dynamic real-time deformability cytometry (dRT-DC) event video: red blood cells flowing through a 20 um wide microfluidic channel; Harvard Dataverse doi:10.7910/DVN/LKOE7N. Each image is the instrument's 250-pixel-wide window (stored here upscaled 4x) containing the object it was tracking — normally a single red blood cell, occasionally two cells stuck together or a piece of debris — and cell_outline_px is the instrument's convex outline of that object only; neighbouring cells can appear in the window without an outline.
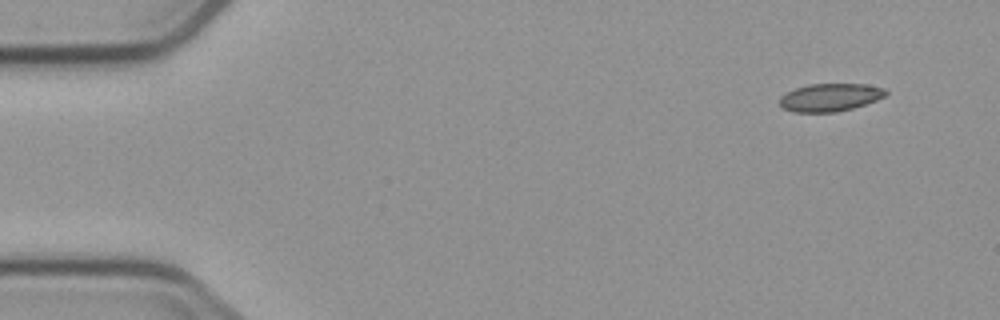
{"species": "common noctule bat (a hibernating species)", "species_latin": "Nyctalus noctula", "temperature_condition": "cold", "stored_images_in_passage": 8, "camera_frame_rate_fps": 3000, "um_per_image_px": 0.085, "animal": {"sex": "male", "body_mass_g": 23.1, "forearm_length_mm": 52.7}, "frame": {"image": 1, "passage_image": 1, "time_ms": 0.0, "image_size_px": [1000, 320], "cell_outline_px": [[888, 92], [884, 96], [876, 100], [852, 108], [836, 112], [792, 112], [784, 108], [780, 104], [780, 96], [796, 88], [808, 84], [864, 84], [884, 88]], "centroid_in_image_um": [70.55, 8.27], "position_along_channel_um": 14.5, "area_um2": 17.05}}
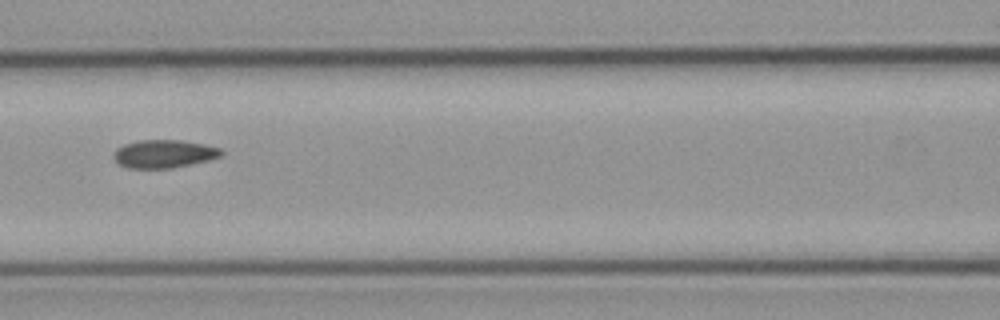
{"frame": {"image": 2, "passage_image": 6, "time_ms": 6.667, "image_size_px": [1000, 320], "cell_outline_px": [[224, 156], [192, 164], [172, 168], [128, 168], [120, 164], [112, 156], [116, 148], [124, 144], [140, 140], [184, 140], [204, 144], [220, 148], [224, 152]], "centroid_in_image_um": [13.97, 13.07], "position_along_channel_um": 152.6, "area_um2": 17.74}}
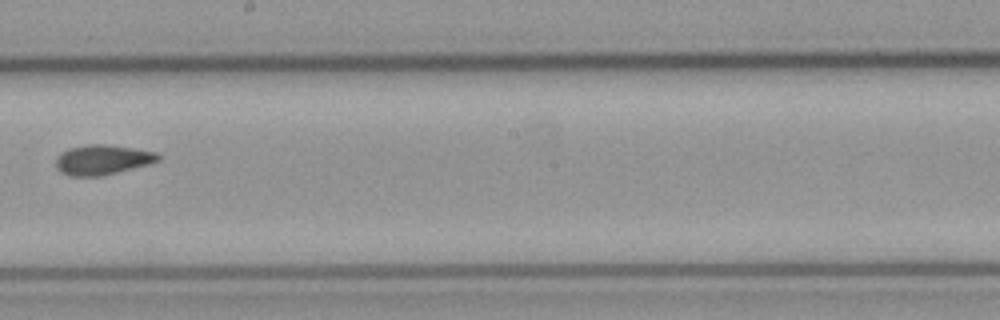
{"frame": {"image": 3, "passage_image": 8, "time_ms": 9.0, "image_size_px": [1000, 320], "cell_outline_px": [[160, 160], [152, 164], [104, 176], [72, 176], [60, 172], [56, 168], [56, 156], [60, 152], [68, 148], [88, 144], [104, 144], [132, 148], [156, 152], [160, 156]], "centroid_in_image_um": [8.71, 13.59], "position_along_channel_um": 239.5, "area_um2": 18.15}}